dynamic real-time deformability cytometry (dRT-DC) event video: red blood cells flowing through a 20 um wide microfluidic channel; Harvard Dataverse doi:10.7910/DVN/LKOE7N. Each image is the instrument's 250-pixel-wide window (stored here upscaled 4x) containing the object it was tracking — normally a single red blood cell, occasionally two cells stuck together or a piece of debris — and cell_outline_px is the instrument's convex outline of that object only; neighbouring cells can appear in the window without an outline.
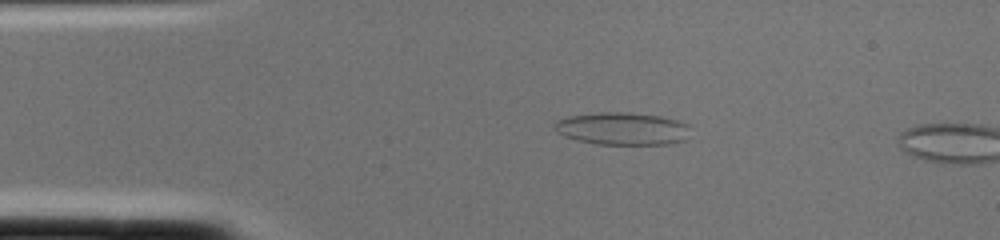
{"species": "common noctule bat (a hibernating species)", "species_latin": "Nyctalus noctula", "temperature_condition": "cold", "stored_images_in_passage": 2, "camera_frame_rate_fps": 3000, "um_per_image_px": 0.085, "animal": {"sex": "female", "body_mass_g": 22.0, "forearm_length_mm": 56.7}, "frame": {"image": 1, "passage_image": 1, "time_ms": 0.0, "image_size_px": [1000, 240], "cell_outline_px": [[688, 140], [668, 144], [596, 144], [576, 140], [564, 136], [556, 132], [552, 128], [552, 124], [556, 120], [568, 116], [596, 112], [624, 112], [660, 116], [676, 120], [688, 124]], "centroid_in_image_um": [52.85, 10.93], "position_along_channel_um": 32.2, "area_um2": 26.07}}